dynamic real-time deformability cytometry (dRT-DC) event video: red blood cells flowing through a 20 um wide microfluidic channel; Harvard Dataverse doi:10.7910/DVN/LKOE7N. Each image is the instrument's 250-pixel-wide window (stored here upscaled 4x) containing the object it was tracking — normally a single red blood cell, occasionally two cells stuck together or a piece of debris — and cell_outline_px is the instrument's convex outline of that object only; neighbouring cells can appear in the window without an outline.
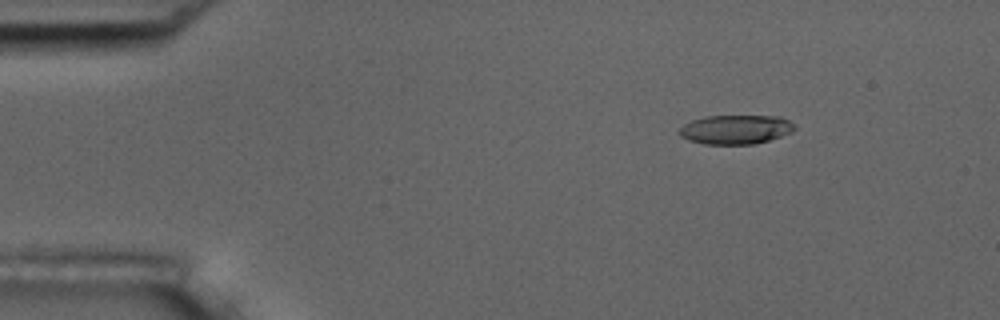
{"species": "common noctule bat (a hibernating species)", "species_latin": "Nyctalus noctula", "temperature_condition": "room temperature", "stored_images_in_passage": 6, "segment_of_instrument_passage": [2, 2], "camera_frame_rate_fps": 3000, "um_per_image_px": 0.085, "animal": {"sex": "male", "body_mass_g": 17.5, "forearm_length_mm": 52.3}, "frame": {"image": 1, "passage_image": 6, "time_ms": 6.667, "image_size_px": [1000, 320], "cell_outline_px": [[796, 128], [792, 132], [768, 140], [752, 144], [704, 144], [688, 140], [680, 136], [680, 128], [684, 124], [692, 120], [704, 116], [780, 116], [796, 124]], "centroid_in_image_um": [62.54, 11.0], "position_along_channel_um": 22.5, "area_um2": 19.59}}